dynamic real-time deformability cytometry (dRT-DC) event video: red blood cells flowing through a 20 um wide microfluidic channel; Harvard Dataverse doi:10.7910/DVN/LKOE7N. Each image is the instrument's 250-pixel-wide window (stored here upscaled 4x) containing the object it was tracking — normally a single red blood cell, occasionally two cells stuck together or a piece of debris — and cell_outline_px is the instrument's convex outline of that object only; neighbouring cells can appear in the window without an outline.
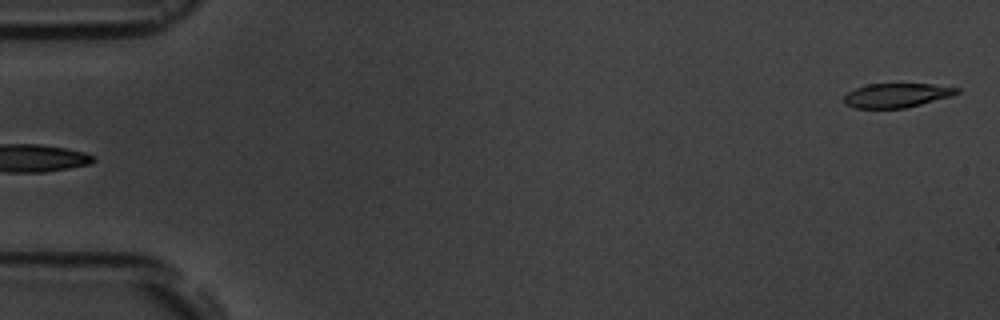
{"species": "common noctule bat (a hibernating species)", "species_latin": "Nyctalus noctula", "temperature_condition": "room temperature", "stored_images_in_passage": 5, "camera_frame_rate_fps": 3000, "um_per_image_px": 0.085, "animal": {"sex": "male", "body_mass_g": 19.5, "forearm_length_mm": 54.6}, "frame": {"image": 1, "passage_image": 5, "time_ms": 5.667, "image_size_px": [1000, 320], "cell_outline_px": [[960, 92], [952, 96], [904, 108], [856, 108], [844, 104], [844, 96], [848, 92], [856, 88], [868, 84], [932, 84], [960, 88]], "centroid_in_image_um": [76.22, 8.1], "position_along_channel_um": 8.8, "area_um2": 15.84}}